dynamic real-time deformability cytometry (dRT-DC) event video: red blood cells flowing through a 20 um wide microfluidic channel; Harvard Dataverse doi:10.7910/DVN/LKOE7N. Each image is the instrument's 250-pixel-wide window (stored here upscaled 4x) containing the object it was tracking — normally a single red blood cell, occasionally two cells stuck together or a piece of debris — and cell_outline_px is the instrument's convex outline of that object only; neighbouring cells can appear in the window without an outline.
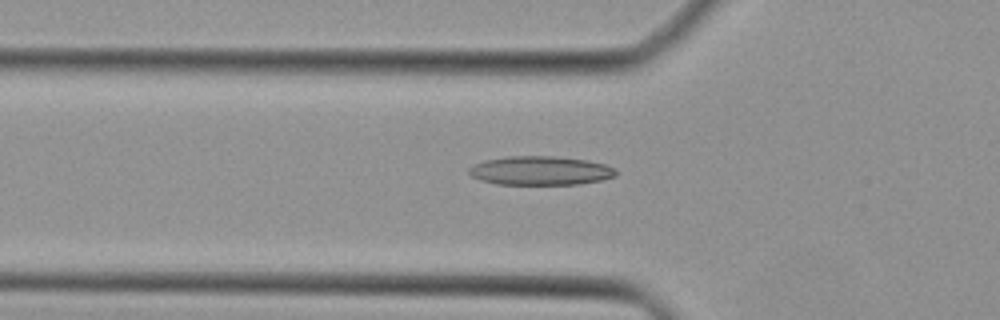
{"species": "Egyptian fruit bat (a non-hibernating species)", "species_latin": "Rousettus aegyptiacus", "temperature_condition": "cold", "stored_images_in_passage": 45, "camera_frame_rate_fps": 3000, "um_per_image_px": 0.085, "animal": {"sex": "female"}, "frame": {"image": 1, "passage_image": 15, "time_ms": 4.667, "image_size_px": [1000, 320], "cell_outline_px": [[616, 176], [600, 180], [580, 184], [496, 184], [480, 180], [472, 176], [468, 172], [468, 168], [484, 160], [508, 156], [552, 156], [588, 160], [604, 164], [612, 168], [616, 172]], "centroid_in_image_um": [45.9, 14.5], "position_along_channel_um": 79.9, "area_um2": 24.62}}
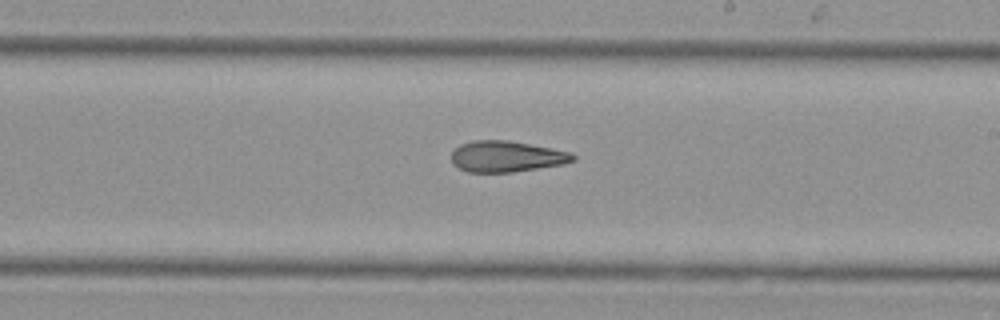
{"frame": {"image": 2, "passage_image": 26, "time_ms": 8.333, "image_size_px": [1000, 320], "cell_outline_px": [[576, 160], [564, 164], [512, 172], [468, 172], [452, 164], [452, 152], [460, 144], [472, 140], [508, 140], [552, 148], [568, 152], [576, 156]], "centroid_in_image_um": [43.05, 13.3], "position_along_channel_um": 246.0, "area_um2": 21.96}}
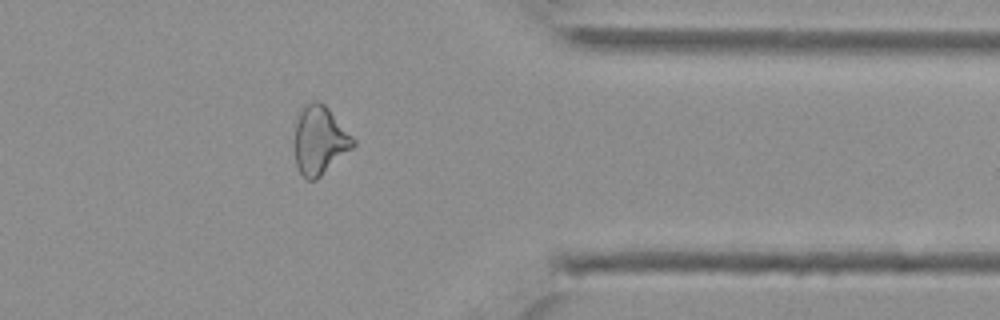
{"frame": {"image": 3, "passage_image": 36, "time_ms": 11.667, "image_size_px": [1000, 320], "cell_outline_px": [[356, 144], [352, 148], [316, 180], [308, 180], [300, 172], [296, 164], [296, 124], [300, 112], [304, 104], [312, 100], [320, 100], [328, 108], [356, 140]], "centroid_in_image_um": [27.19, 11.9], "position_along_channel_um": 384.2, "area_um2": 23.0}}